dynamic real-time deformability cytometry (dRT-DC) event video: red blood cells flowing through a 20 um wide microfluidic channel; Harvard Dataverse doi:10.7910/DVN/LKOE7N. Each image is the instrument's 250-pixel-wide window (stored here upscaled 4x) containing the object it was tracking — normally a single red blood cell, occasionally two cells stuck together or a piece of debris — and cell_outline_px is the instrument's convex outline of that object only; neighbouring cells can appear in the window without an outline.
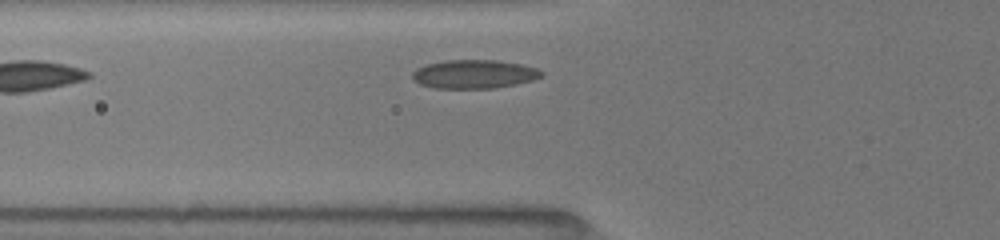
{"species": "common noctule bat (a hibernating species)", "species_latin": "Nyctalus noctula", "temperature_condition": "room temperature", "stored_images_in_passage": 3, "camera_frame_rate_fps": 3000, "um_per_image_px": 0.085, "animal": {"sex": "female", "body_mass_g": 19.5, "forearm_length_mm": 54.1}, "frame": {"image": 1, "passage_image": 3, "time_ms": 1.333, "image_size_px": [1000, 240], "cell_outline_px": [[544, 76], [532, 80], [516, 84], [492, 88], [432, 88], [420, 84], [412, 80], [412, 72], [416, 68], [424, 64], [444, 60], [496, 60], [524, 64], [536, 68], [544, 72]], "centroid_in_image_um": [40.28, 6.29], "position_along_channel_um": 85.5, "area_um2": 21.85}}